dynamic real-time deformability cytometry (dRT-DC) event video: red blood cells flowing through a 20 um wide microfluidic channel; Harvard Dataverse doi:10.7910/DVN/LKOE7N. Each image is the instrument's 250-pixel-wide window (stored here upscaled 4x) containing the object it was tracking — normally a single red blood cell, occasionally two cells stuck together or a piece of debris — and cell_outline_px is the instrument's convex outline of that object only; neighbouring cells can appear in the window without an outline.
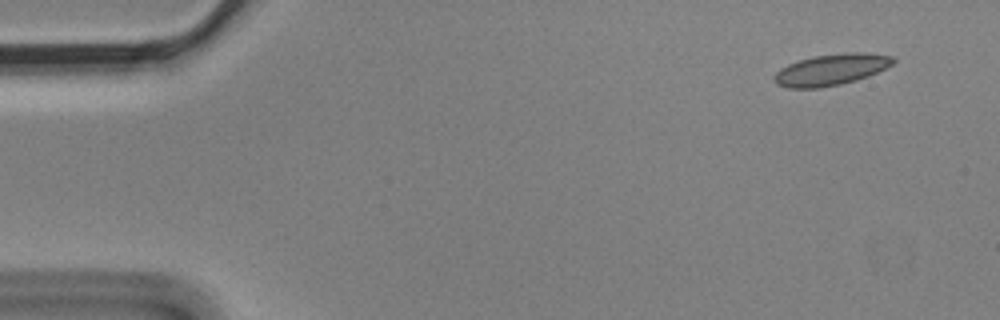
{"species": "Egyptian fruit bat (a non-hibernating species)", "species_latin": "Rousettus aegyptiacus", "temperature_condition": "cold", "stored_images_in_passage": 9, "camera_frame_rate_fps": 3000, "um_per_image_px": 0.085, "animal": {"sex": "male"}, "frame": {"image": 1, "passage_image": 1, "time_ms": 0.0, "image_size_px": [1000, 320], "cell_outline_px": [[896, 60], [892, 64], [868, 76], [856, 80], [840, 84], [820, 88], [788, 88], [776, 84], [772, 80], [772, 76], [780, 68], [788, 64], [812, 56], [844, 52], [864, 52], [892, 56]], "centroid_in_image_um": [70.6, 5.92], "position_along_channel_um": 14.4, "area_um2": 21.79}}
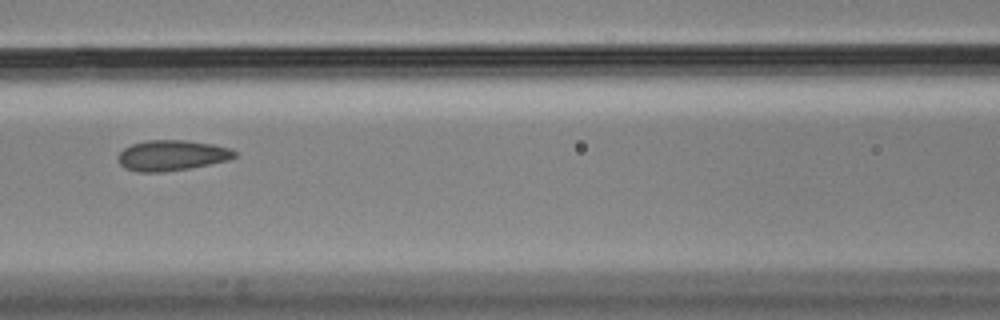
{"frame": {"image": 2, "passage_image": 7, "time_ms": 2.0, "image_size_px": [1000, 320], "cell_outline_px": [[236, 156], [228, 160], [188, 168], [164, 172], [136, 172], [124, 168], [120, 164], [116, 156], [124, 148], [132, 144], [148, 140], [184, 140], [212, 144], [232, 148], [236, 152]], "centroid_in_image_um": [14.57, 13.21], "position_along_channel_um": 152.0, "area_um2": 20.75}}
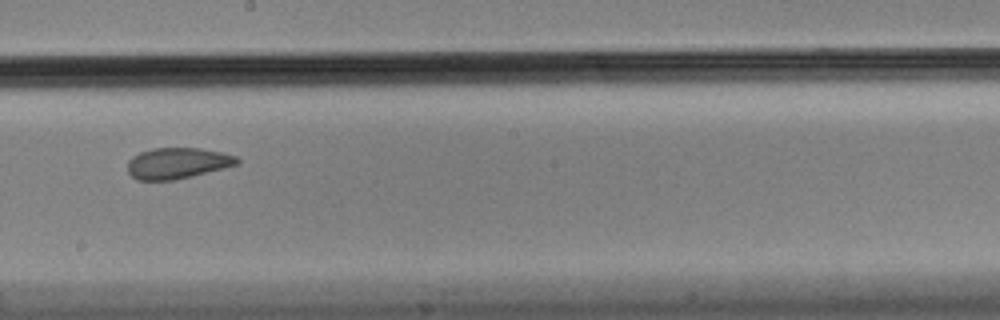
{"frame": {"image": 3, "passage_image": 9, "time_ms": 2.667, "image_size_px": [1000, 320], "cell_outline_px": [[240, 164], [192, 176], [172, 180], [136, 180], [128, 172], [128, 160], [132, 156], [140, 152], [152, 148], [200, 148], [224, 152], [236, 156], [240, 160]], "centroid_in_image_um": [15.1, 13.86], "position_along_channel_um": 233.1, "area_um2": 19.94}}